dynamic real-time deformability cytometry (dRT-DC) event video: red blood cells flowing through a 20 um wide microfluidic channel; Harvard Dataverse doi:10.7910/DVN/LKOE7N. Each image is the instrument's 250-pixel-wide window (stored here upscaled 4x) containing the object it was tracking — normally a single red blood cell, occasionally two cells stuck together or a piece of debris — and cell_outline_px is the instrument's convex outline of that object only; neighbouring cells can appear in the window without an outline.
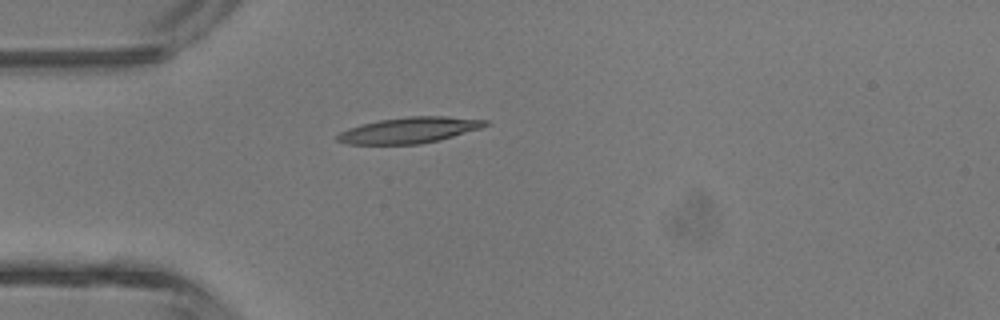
{"species": "common noctule bat (a hibernating species)", "species_latin": "Nyctalus noctula", "temperature_condition": "room temperature", "stored_images_in_passage": 2, "camera_frame_rate_fps": 3000, "um_per_image_px": 0.085, "animal": {"sex": "male", "body_mass_g": 13.3}, "frame": {"image": 1, "passage_image": 2, "time_ms": 1.0, "image_size_px": [1000, 320], "cell_outline_px": [[488, 124], [480, 128], [440, 140], [420, 144], [348, 144], [336, 140], [336, 136], [340, 132], [348, 128], [380, 120], [408, 116], [444, 116], [488, 120]], "centroid_in_image_um": [34.78, 11.07], "position_along_channel_um": 50.2, "area_um2": 22.14}}